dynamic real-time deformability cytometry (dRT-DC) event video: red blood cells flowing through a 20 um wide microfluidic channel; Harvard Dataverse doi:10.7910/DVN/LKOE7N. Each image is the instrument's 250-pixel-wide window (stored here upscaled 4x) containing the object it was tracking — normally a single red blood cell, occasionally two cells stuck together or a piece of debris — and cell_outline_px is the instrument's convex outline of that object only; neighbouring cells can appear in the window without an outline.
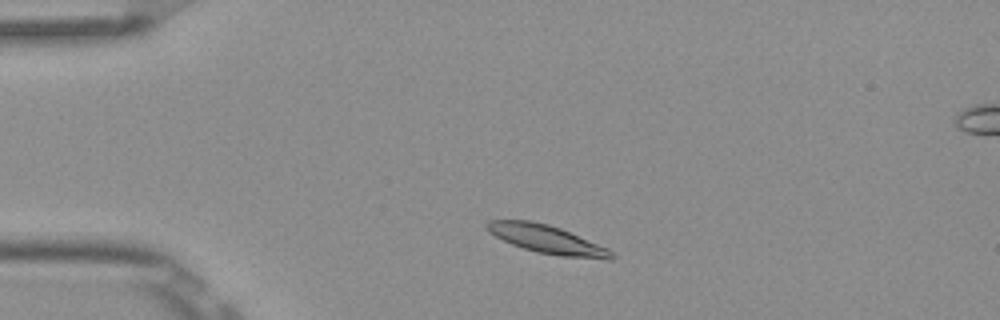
{"species": "Egyptian fruit bat (a non-hibernating species)", "species_latin": "Rousettus aegyptiacus", "temperature_condition": "room temperature", "stored_images_in_passage": 4, "camera_frame_rate_fps": 3000, "um_per_image_px": 0.085, "frame": {"image": 1, "passage_image": 2, "time_ms": 0.333, "image_size_px": [1000, 320], "cell_outline_px": [[616, 256], [612, 260], [604, 260], [560, 256], [536, 252], [512, 244], [488, 232], [484, 228], [484, 224], [488, 220], [532, 220], [548, 224], [560, 228], [608, 248]], "centroid_in_image_um": [46.5, 20.35], "position_along_channel_um": 38.5, "area_um2": 20.75}}